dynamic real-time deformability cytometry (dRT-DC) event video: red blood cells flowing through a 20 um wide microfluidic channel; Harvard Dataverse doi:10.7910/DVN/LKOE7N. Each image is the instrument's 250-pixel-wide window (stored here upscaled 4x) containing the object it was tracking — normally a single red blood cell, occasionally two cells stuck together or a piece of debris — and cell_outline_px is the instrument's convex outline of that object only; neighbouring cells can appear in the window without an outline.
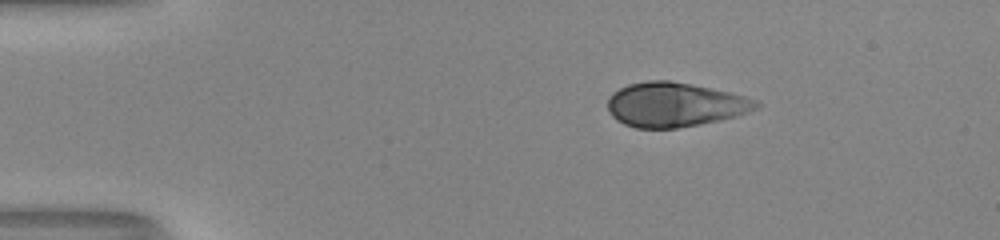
{"species": "human", "species_latin": "Homo sapiens", "temperature_condition": "room temperature", "stored_images_in_passage": 44, "camera_frame_rate_fps": 3000, "um_per_image_px": 0.085, "donor": {"sex": "male"}, "frame": {"image": 1, "passage_image": 1, "time_ms": 0.0, "image_size_px": [1000, 240], "cell_outline_px": [[760, 104], [756, 108], [748, 112], [736, 116], [720, 120], [700, 124], [676, 128], [636, 128], [624, 124], [616, 120], [608, 112], [608, 100], [612, 92], [628, 84], [648, 80], [668, 80], [692, 84], [728, 92], [756, 100]], "centroid_in_image_um": [57.31, 8.89], "position_along_channel_um": 27.7, "area_um2": 38.26}}
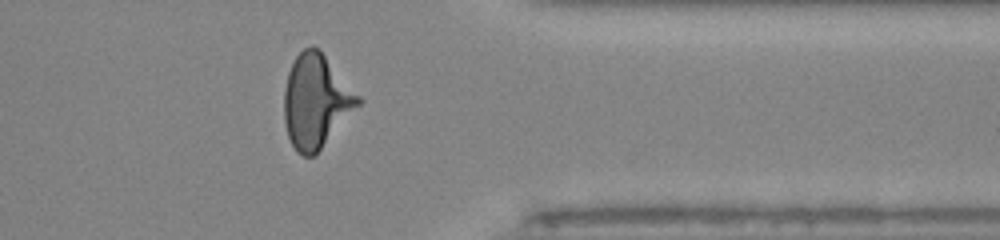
{"frame": {"image": 2, "passage_image": 34, "time_ms": 11.0, "image_size_px": [1000, 240], "cell_outline_px": [[364, 100], [320, 148], [312, 156], [304, 156], [296, 152], [288, 136], [284, 120], [284, 88], [288, 72], [296, 56], [304, 48], [312, 44], [320, 48]], "centroid_in_image_um": [26.86, 8.54], "position_along_channel_um": 384.5, "area_um2": 40.29}}
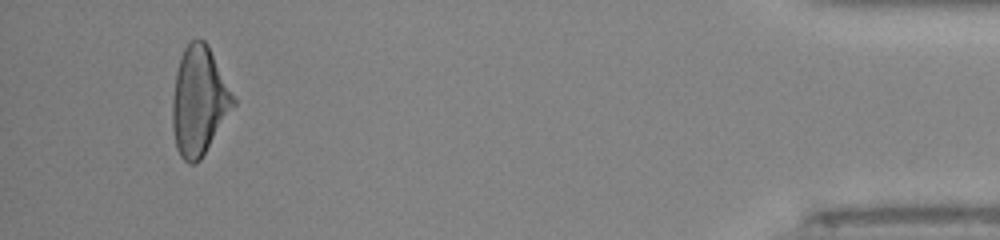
{"frame": {"image": 3, "passage_image": 41, "time_ms": 13.333, "image_size_px": [1000, 240], "cell_outline_px": [[236, 104], [200, 160], [196, 164], [188, 164], [180, 156], [176, 148], [172, 128], [172, 100], [176, 72], [180, 56], [184, 48], [196, 36], [204, 40], [208, 44], [236, 100]], "centroid_in_image_um": [16.91, 8.58], "position_along_channel_um": 418.3, "area_um2": 38.67}}